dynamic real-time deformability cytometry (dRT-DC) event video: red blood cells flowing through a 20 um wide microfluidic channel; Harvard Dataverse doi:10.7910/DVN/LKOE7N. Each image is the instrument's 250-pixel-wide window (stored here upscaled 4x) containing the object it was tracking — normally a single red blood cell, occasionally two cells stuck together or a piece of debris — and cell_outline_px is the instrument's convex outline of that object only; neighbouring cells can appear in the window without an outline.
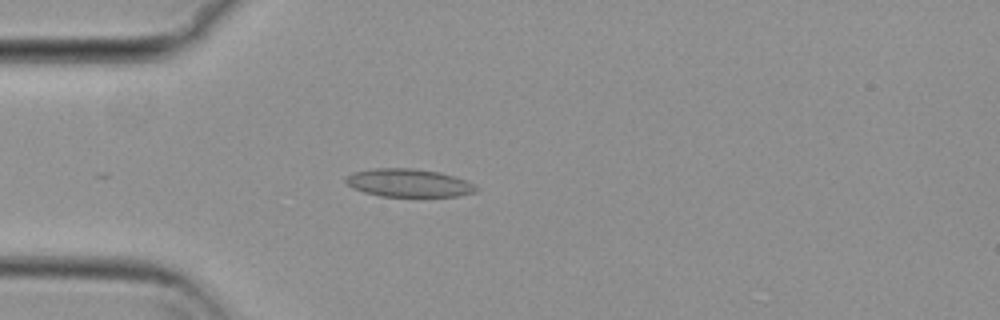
{"species": "common noctule bat (a hibernating species)", "species_latin": "Nyctalus noctula", "temperature_condition": "cold", "stored_images_in_passage": 20, "camera_frame_rate_fps": 3000, "um_per_image_px": 0.085, "animal": {"sex": "female", "body_mass_g": 29.2, "forearm_length_mm": 56.3}, "frame": {"image": 1, "passage_image": 14, "time_ms": 4.333, "image_size_px": [1000, 320], "cell_outline_px": [[480, 188], [476, 192], [456, 196], [380, 196], [364, 192], [352, 188], [344, 180], [344, 176], [352, 172], [372, 168], [412, 168], [440, 172], [468, 180]], "centroid_in_image_um": [34.73, 15.54], "position_along_channel_um": 50.3, "area_um2": 21.56}}
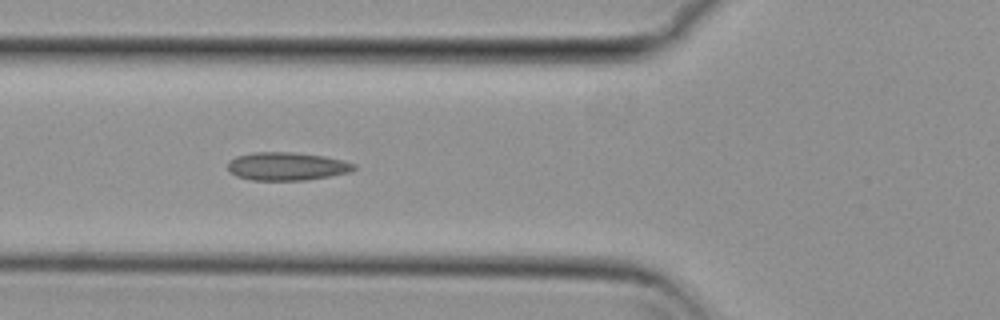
{"frame": {"image": 2, "passage_image": 19, "time_ms": 6.0, "image_size_px": [1000, 320], "cell_outline_px": [[356, 168], [352, 172], [304, 180], [252, 180], [236, 176], [228, 168], [228, 160], [236, 156], [252, 152], [292, 152], [324, 156], [344, 160], [356, 164]], "centroid_in_image_um": [24.39, 14.13], "position_along_channel_um": 101.4, "area_um2": 20.75}}